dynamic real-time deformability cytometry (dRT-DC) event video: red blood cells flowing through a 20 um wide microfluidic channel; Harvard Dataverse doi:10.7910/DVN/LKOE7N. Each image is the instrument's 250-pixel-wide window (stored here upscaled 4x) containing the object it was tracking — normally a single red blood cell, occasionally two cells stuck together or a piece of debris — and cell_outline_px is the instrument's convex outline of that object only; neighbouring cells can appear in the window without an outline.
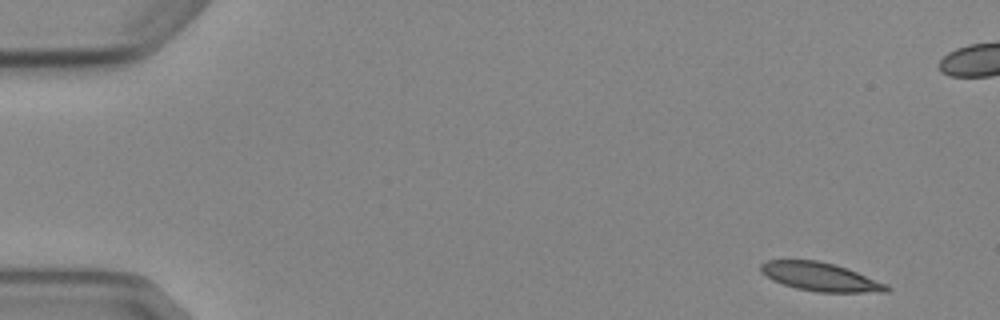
{"species": "Egyptian fruit bat (a non-hibernating species)", "species_latin": "Rousettus aegyptiacus", "temperature_condition": "cold", "stored_images_in_passage": 6, "segment_of_instrument_passage": [2, 2], "camera_frame_rate_fps": 3000, "um_per_image_px": 0.085, "animal": {"sex": "female"}, "frame": {"image": 1, "passage_image": 6, "time_ms": 6.0, "image_size_px": [1000, 320], "cell_outline_px": [[892, 288], [888, 292], [816, 292], [796, 288], [784, 284], [760, 272], [760, 264], [768, 260], [816, 260], [848, 268], [888, 284]], "centroid_in_image_um": [69.79, 23.53], "position_along_channel_um": 15.2, "area_um2": 20.81}}